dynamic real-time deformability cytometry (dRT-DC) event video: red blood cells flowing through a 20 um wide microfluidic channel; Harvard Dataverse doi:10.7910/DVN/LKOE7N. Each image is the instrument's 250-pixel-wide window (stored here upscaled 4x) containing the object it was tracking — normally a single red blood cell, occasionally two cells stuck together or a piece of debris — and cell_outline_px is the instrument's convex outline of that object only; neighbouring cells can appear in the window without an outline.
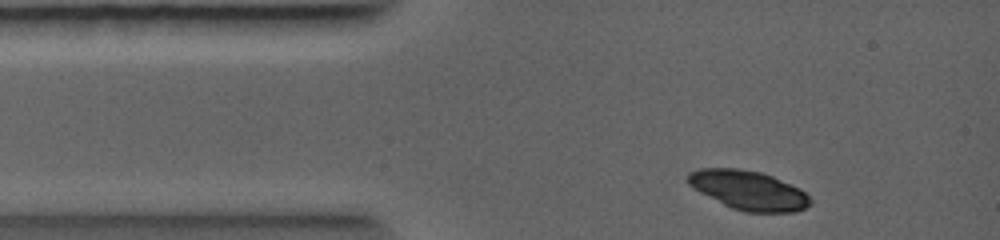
{"species": "common noctule bat (a hibernating species)", "species_latin": "Nyctalus noctula", "temperature_condition": "warm", "stored_images_in_passage": 6, "camera_frame_rate_fps": 5000, "um_per_image_px": 0.085, "animal": {"sex": "female", "body_mass_g": 19.0, "forearm_length_mm": 56.7}, "frame": {"image": 1, "passage_image": 2, "time_ms": 0.2, "image_size_px": [1000, 240], "cell_outline_px": [[812, 204], [796, 212], [744, 212], [732, 208], [692, 188], [684, 180], [688, 172], [696, 168], [732, 168], [760, 172], [772, 176], [792, 184], [800, 188], [812, 200]], "centroid_in_image_um": [63.59, 16.16], "position_along_channel_um": 21.4, "area_um2": 28.09}}